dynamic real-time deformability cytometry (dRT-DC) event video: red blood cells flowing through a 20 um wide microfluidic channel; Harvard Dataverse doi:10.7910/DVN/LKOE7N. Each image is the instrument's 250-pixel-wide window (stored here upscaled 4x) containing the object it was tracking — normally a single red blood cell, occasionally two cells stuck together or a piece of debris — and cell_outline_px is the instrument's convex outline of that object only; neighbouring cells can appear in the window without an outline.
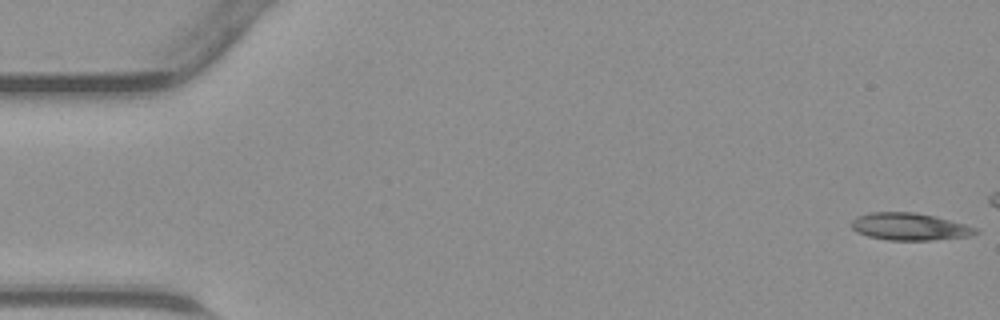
{"species": "common noctule bat (a hibernating species)", "species_latin": "Nyctalus noctula", "temperature_condition": "warm", "stored_images_in_passage": 37, "camera_frame_rate_fps": 3000, "um_per_image_px": 0.085, "animal": {"sex": "male", "body_mass_g": 23.1, "forearm_length_mm": 52.7}, "frame": {"image": 1, "passage_image": 1, "time_ms": 0.0, "image_size_px": [1000, 320], "cell_outline_px": [[980, 232], [968, 236], [932, 240], [888, 240], [868, 236], [856, 232], [852, 228], [852, 220], [856, 216], [868, 212], [916, 212], [936, 216], [964, 224], [976, 228]], "centroid_in_image_um": [77.29, 19.25], "position_along_channel_um": 7.7, "area_um2": 19.77}}
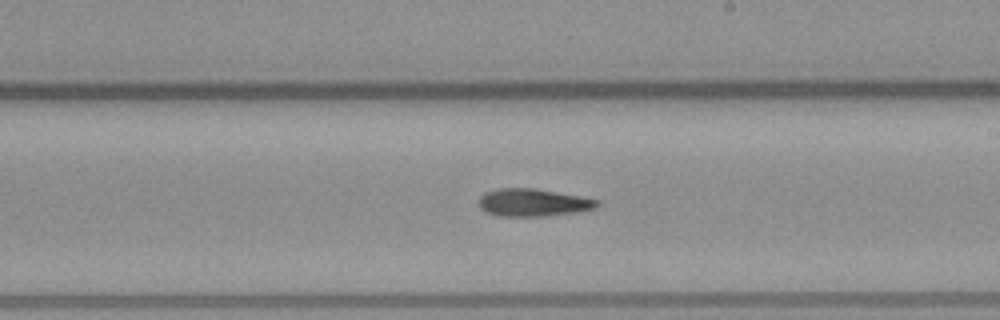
{"frame": {"image": 2, "passage_image": 26, "time_ms": 8.333, "image_size_px": [1000, 320], "cell_outline_px": [[600, 204], [596, 208], [576, 212], [544, 216], [496, 216], [480, 208], [476, 204], [480, 196], [484, 192], [500, 188], [536, 188], [580, 196], [600, 200]], "centroid_in_image_um": [45.29, 17.21], "position_along_channel_um": 243.7, "area_um2": 19.25}}
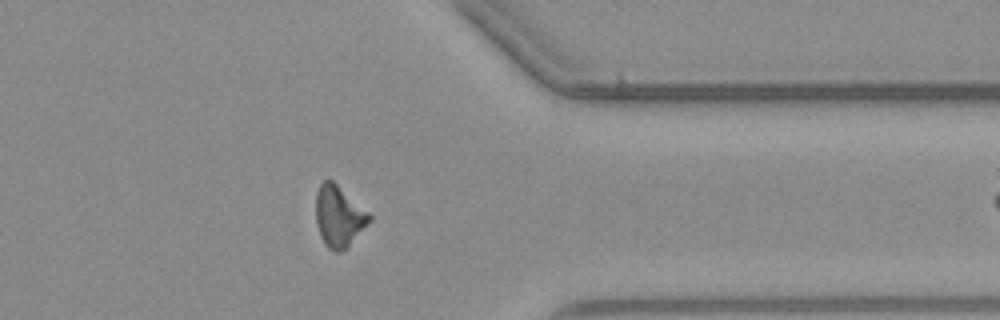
{"frame": {"image": 3, "passage_image": 36, "time_ms": 11.667, "image_size_px": [1000, 320], "cell_outline_px": [[372, 220], [340, 252], [336, 252], [328, 248], [324, 244], [320, 236], [316, 224], [316, 192], [320, 184], [324, 180], [332, 180], [372, 212]], "centroid_in_image_um": [28.82, 18.35], "position_along_channel_um": 382.6, "area_um2": 19.25}}